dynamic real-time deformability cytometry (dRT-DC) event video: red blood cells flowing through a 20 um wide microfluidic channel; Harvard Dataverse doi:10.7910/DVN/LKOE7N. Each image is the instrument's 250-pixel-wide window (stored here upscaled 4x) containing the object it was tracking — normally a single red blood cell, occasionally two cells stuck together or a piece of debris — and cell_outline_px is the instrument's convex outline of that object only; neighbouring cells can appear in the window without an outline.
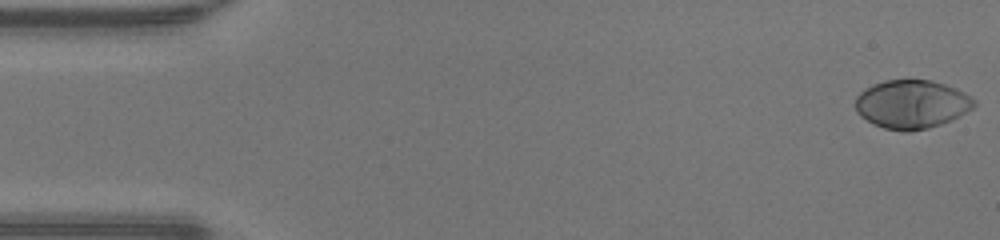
{"species": "human", "species_latin": "Homo sapiens", "temperature_condition": "warm", "stored_images_in_passage": 48, "camera_frame_rate_fps": 3000, "um_per_image_px": 0.085, "donor": {"sex": "male"}, "frame": {"image": 1, "passage_image": 1, "time_ms": 0.0, "image_size_px": [1000, 240], "cell_outline_px": [[976, 104], [972, 108], [960, 116], [952, 120], [928, 128], [908, 132], [904, 132], [884, 128], [872, 124], [860, 116], [856, 112], [856, 96], [864, 88], [872, 84], [884, 80], [932, 80], [956, 88], [972, 96], [976, 100]], "centroid_in_image_um": [77.49, 8.86], "position_along_channel_um": 7.5, "area_um2": 33.93}}
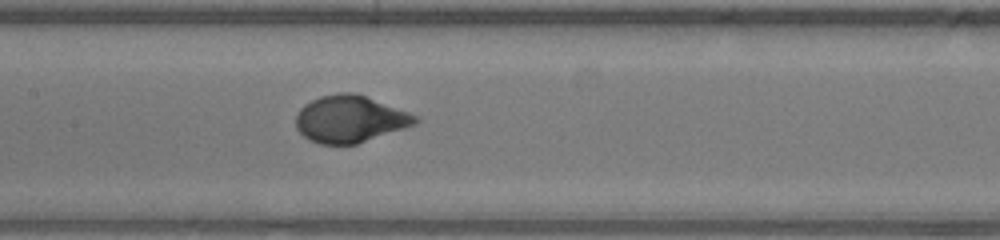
{"frame": {"image": 2, "passage_image": 23, "time_ms": 7.333, "image_size_px": [1000, 240], "cell_outline_px": [[420, 120], [416, 124], [356, 144], [320, 144], [308, 140], [296, 128], [296, 112], [304, 104], [320, 96], [340, 92], [356, 92], [420, 116]], "centroid_in_image_um": [29.75, 10.1], "position_along_channel_um": 177.7, "area_um2": 32.89}}
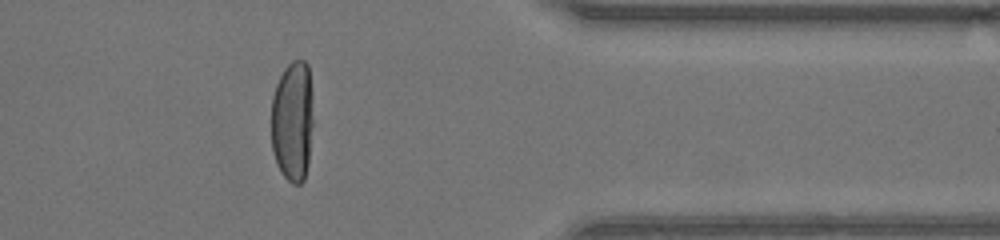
{"frame": {"image": 3, "passage_image": 39, "time_ms": 12.667, "image_size_px": [1000, 240], "cell_outline_px": [[312, 124], [308, 164], [304, 180], [300, 184], [292, 184], [280, 172], [276, 164], [272, 152], [272, 96], [276, 84], [284, 68], [292, 60], [304, 60], [308, 64], [312, 92]], "centroid_in_image_um": [24.86, 10.29], "position_along_channel_um": 386.5, "area_um2": 29.94}, "authors_computed_cell_mechanics": {"area_um2": 32.7437, "velocity_mm_per_s": 4.2883, "shape_relaxation_time_tau1_ms": 2.6799, "shape_relaxation_time_tau2_ms": null, "deformation_change_tau1": 0.2265, "deformation_change_tau2": null}}